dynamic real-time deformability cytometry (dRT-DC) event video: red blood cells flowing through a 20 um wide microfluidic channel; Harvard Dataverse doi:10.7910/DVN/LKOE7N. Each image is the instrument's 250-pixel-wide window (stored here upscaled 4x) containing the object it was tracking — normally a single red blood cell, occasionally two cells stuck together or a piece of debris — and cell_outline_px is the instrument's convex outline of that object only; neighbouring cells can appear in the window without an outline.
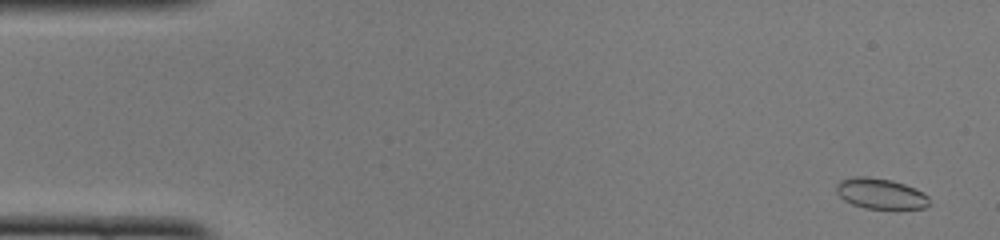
{"species": "common noctule bat (a hibernating species)", "species_latin": "Nyctalus noctula", "temperature_condition": "cold", "stored_images_in_passage": 50, "camera_frame_rate_fps": 3000, "um_per_image_px": 0.085, "animal": {"sex": "female", "body_mass_g": 22.0, "forearm_length_mm": 56.7}, "frame": {"image": 1, "passage_image": 3, "time_ms": 0.667, "image_size_px": [1000, 240], "cell_outline_px": [[928, 204], [924, 208], [864, 208], [852, 204], [844, 200], [836, 192], [836, 184], [840, 180], [852, 176], [868, 176], [892, 180], [916, 188], [924, 192], [928, 196]], "centroid_in_image_um": [74.82, 16.43], "position_along_channel_um": 10.2, "area_um2": 16.59}}
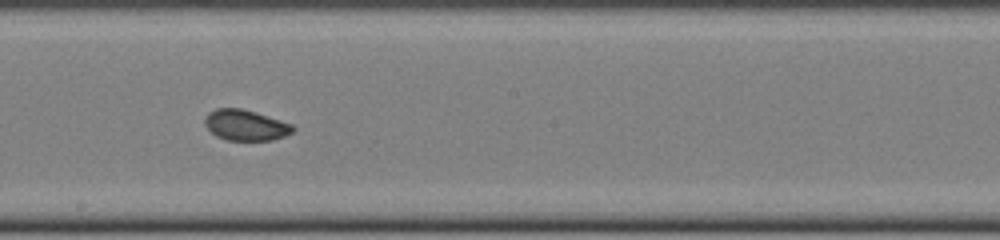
{"frame": {"image": 2, "passage_image": 28, "time_ms": 9.0, "image_size_px": [1000, 240], "cell_outline_px": [[296, 128], [292, 132], [284, 136], [272, 140], [224, 140], [216, 136], [204, 124], [204, 120], [208, 112], [216, 108], [240, 108], [256, 112], [292, 124]], "centroid_in_image_um": [20.86, 10.63], "position_along_channel_um": 227.3, "area_um2": 15.78}}
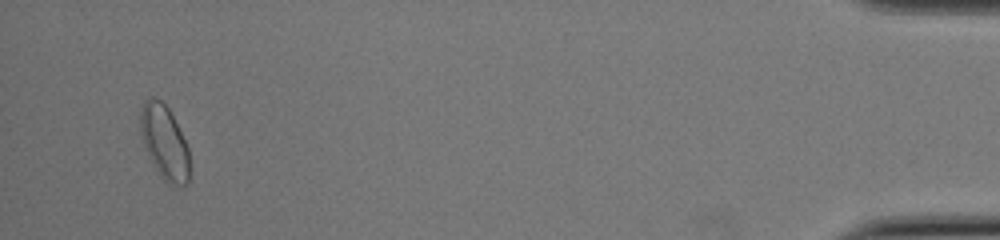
{"frame": {"image": 3, "passage_image": 48, "time_ms": 15.667, "image_size_px": [1000, 240], "cell_outline_px": [[188, 184], [172, 188], [160, 176], [152, 164], [144, 144], [140, 132], [140, 112], [144, 100], [148, 96], [152, 96], [160, 100], [168, 108], [188, 148]], "centroid_in_image_um": [13.95, 12.12], "position_along_channel_um": 421.3, "area_um2": 21.15}, "authors_computed_cell_mechanics": {"area_um2": 16.4441, "velocity_mm_per_s": 4.0899, "shape_relaxation_time_tau1_ms": 4.7825, "shape_relaxation_time_tau2_ms": 0.9433, "deformation_change_tau1": 0.0725, "deformation_change_tau2": 0.0398}}